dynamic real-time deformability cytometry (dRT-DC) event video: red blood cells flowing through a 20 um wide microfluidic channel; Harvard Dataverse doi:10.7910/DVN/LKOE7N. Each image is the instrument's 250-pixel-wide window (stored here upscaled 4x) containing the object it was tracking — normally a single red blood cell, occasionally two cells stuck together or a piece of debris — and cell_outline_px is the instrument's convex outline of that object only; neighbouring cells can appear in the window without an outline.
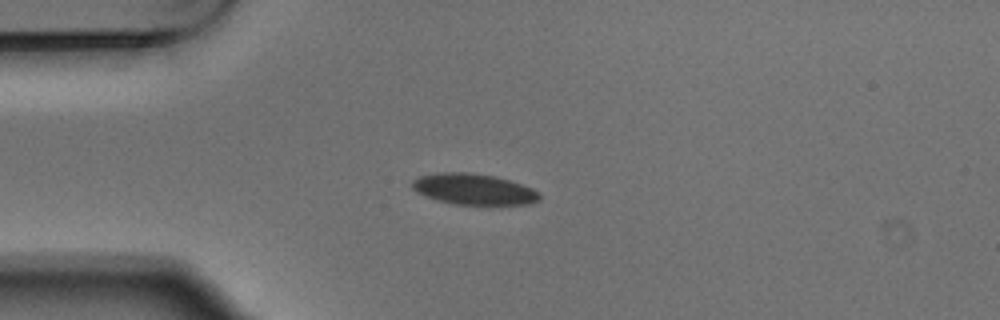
{"species": "Egyptian fruit bat (a non-hibernating species)", "species_latin": "Rousettus aegyptiacus", "temperature_condition": "warm", "stored_images_in_passage": 1, "camera_frame_rate_fps": 3000, "um_per_image_px": 0.085, "animal": {"sex": "male"}, "frame": {"image": 1, "passage_image": 1, "time_ms": 0.0, "image_size_px": [1000, 320], "cell_outline_px": [[540, 200], [528, 204], [488, 208], [452, 204], [436, 200], [424, 196], [416, 192], [412, 188], [412, 180], [420, 176], [436, 172], [468, 172], [492, 176], [508, 180], [532, 188], [540, 192]], "centroid_in_image_um": [40.28, 16.14], "position_along_channel_um": 44.7, "area_um2": 24.04}}